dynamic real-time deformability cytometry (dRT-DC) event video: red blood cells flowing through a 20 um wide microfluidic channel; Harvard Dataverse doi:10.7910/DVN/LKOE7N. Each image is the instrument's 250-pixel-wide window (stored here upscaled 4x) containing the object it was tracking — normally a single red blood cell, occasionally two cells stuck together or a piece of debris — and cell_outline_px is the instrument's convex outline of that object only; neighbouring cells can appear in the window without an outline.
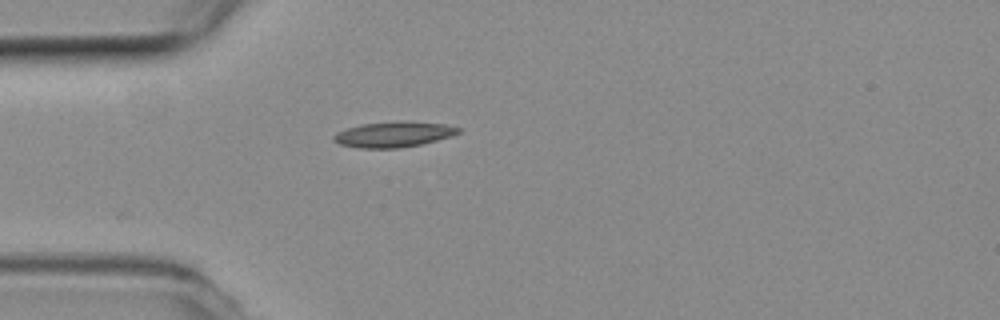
{"species": "common noctule bat (a hibernating species)", "species_latin": "Nyctalus noctula", "temperature_condition": "room temperature", "stored_images_in_passage": 32, "camera_frame_rate_fps": 3000, "um_per_image_px": 0.085, "animal": {"sex": "female", "body_mass_g": 19.3, "forearm_length_mm": 54.1}, "frame": {"image": 1, "passage_image": 1, "time_ms": 0.0, "image_size_px": [1000, 320], "cell_outline_px": [[460, 132], [436, 140], [420, 144], [400, 148], [360, 148], [340, 144], [332, 140], [332, 136], [336, 132], [348, 128], [364, 124], [444, 124], [460, 128]], "centroid_in_image_um": [33.36, 11.48], "position_along_channel_um": 51.6, "area_um2": 17.22}}
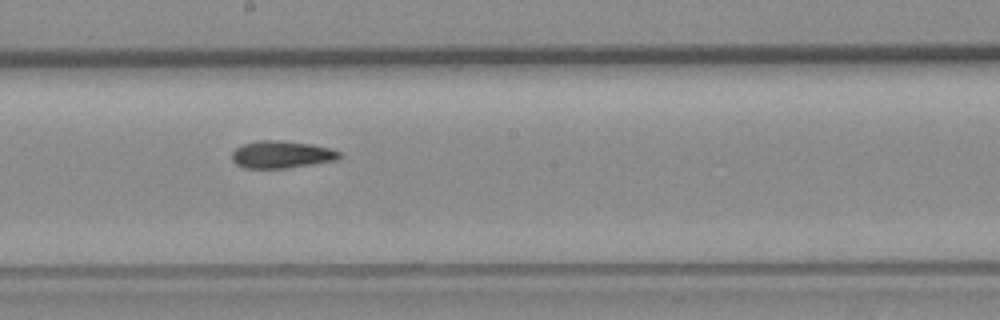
{"frame": {"image": 2, "passage_image": 15, "time_ms": 4.667, "image_size_px": [1000, 320], "cell_outline_px": [[340, 156], [336, 160], [284, 168], [244, 168], [236, 164], [232, 160], [232, 152], [236, 148], [244, 144], [256, 140], [284, 140], [308, 144], [328, 148], [340, 152]], "centroid_in_image_um": [23.87, 13.13], "position_along_channel_um": 224.3, "area_um2": 16.88}}
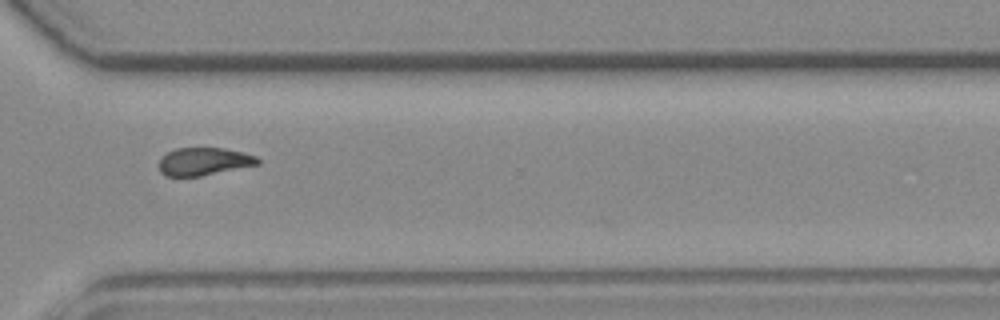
{"frame": {"image": 3, "passage_image": 25, "time_ms": 8.0, "image_size_px": [1000, 320], "cell_outline_px": [[260, 164], [200, 176], [164, 176], [160, 172], [160, 160], [168, 152], [176, 148], [224, 148], [256, 156], [260, 160]], "centroid_in_image_um": [17.33, 13.73], "position_along_channel_um": 353.3, "area_um2": 15.78}, "authors_computed_cell_mechanics": {"area_um2": 17.051, "velocity_mm_per_s": 3.872, "shape_relaxation_time_tau1_ms": 11.1126, "shape_relaxation_time_tau2_ms": 3.956, "deformation_change_tau1": 0.2285, "deformation_change_tau2": 0.1072}}